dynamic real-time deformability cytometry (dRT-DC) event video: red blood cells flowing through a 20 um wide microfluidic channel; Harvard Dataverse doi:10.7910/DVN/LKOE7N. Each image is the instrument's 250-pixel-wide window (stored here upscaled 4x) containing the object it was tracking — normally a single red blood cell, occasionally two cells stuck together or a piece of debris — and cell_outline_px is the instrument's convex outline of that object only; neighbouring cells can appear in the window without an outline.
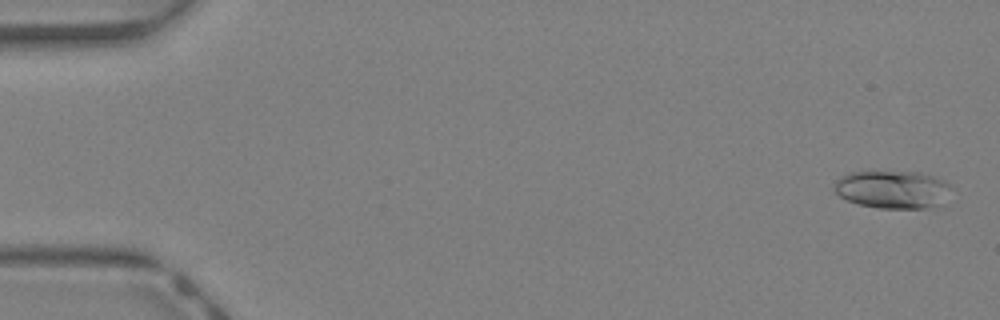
{"species": "Egyptian fruit bat (a non-hibernating species)", "species_latin": "Rousettus aegyptiacus", "temperature_condition": "warm", "stored_images_in_passage": 44, "camera_frame_rate_fps": 3000, "um_per_image_px": 0.085, "animal": {"sex": "female"}, "frame": {"image": 1, "passage_image": 2, "time_ms": 0.333, "image_size_px": [1000, 320], "cell_outline_px": [[948, 184], [936, 204], [924, 208], [876, 208], [860, 204], [848, 200], [840, 196], [836, 192], [836, 180], [840, 176], [848, 172], [920, 172], [944, 180]], "centroid_in_image_um": [75.74, 16.08], "position_along_channel_um": 9.3, "area_um2": 24.74}}
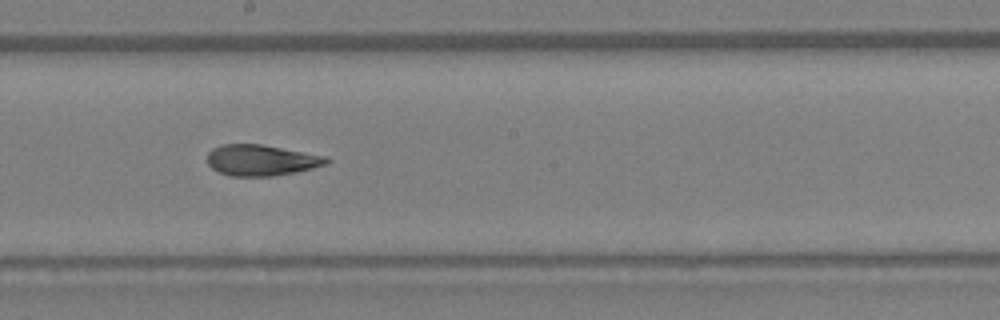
{"frame": {"image": 2, "passage_image": 25, "time_ms": 8.0, "image_size_px": [1000, 320], "cell_outline_px": [[332, 160], [324, 164], [312, 168], [296, 172], [272, 176], [232, 176], [220, 172], [212, 168], [208, 164], [208, 152], [212, 148], [220, 144], [260, 144], [304, 152], [324, 156]], "centroid_in_image_um": [22.17, 13.61], "position_along_channel_um": 226.0, "area_um2": 21.33}}
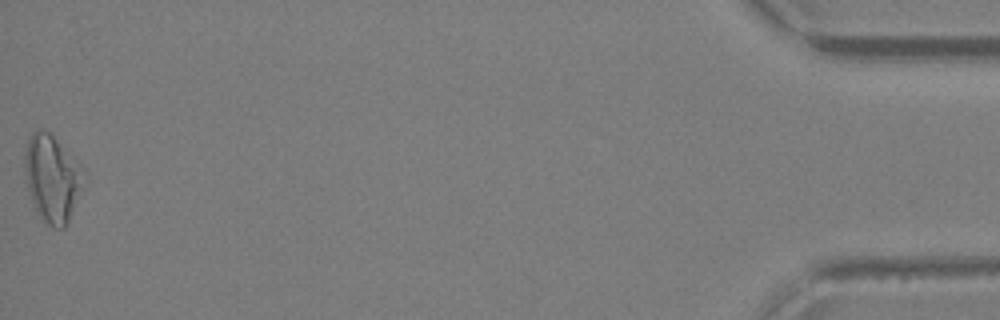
{"frame": {"image": 3, "passage_image": 44, "time_ms": 14.333, "image_size_px": [1000, 320], "cell_outline_px": [[84, 172], [80, 188], [68, 220], [64, 228], [56, 228], [40, 220], [36, 212], [24, 180], [24, 156], [28, 140], [32, 132], [36, 128], [48, 132], [80, 164]], "centroid_in_image_um": [4.36, 15.16], "position_along_channel_um": 430.8, "area_um2": 29.36}, "authors_computed_cell_mechanics": {"area_um2": 22.2819, "velocity_mm_per_s": 4.788, "shape_relaxation_time_tau1_ms": null, "shape_relaxation_time_tau2_ms": 3.7099, "deformation_change_tau1": null, "deformation_change_tau2": 0.1196}}